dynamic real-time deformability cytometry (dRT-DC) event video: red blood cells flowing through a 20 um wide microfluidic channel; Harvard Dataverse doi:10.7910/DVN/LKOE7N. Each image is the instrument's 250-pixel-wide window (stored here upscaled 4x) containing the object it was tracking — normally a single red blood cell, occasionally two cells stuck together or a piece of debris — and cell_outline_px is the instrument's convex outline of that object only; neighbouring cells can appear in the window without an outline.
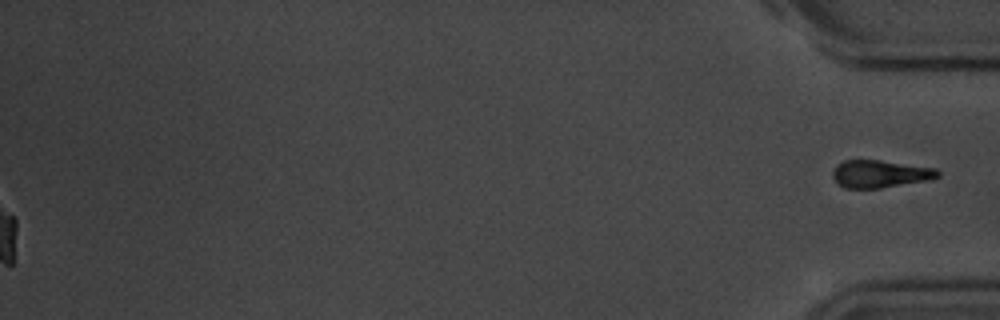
{"species": "common noctule bat (a hibernating species)", "species_latin": "Nyctalus noctula", "temperature_condition": "room temperature", "stored_images_in_passage": 55, "segment_of_instrument_passage": [2, 2], "camera_frame_rate_fps": 3000, "um_per_image_px": 0.085, "animal": {"sex": "male", "body_mass_g": 20.1, "forearm_length_mm": 53.5}, "frame": {"image": 1, "passage_image": 55, "time_ms": 18.0, "image_size_px": [1000, 320], "cell_outline_px": [[940, 176], [924, 180], [880, 188], [844, 188], [836, 184], [832, 176], [832, 172], [836, 164], [844, 160], [880, 160], [936, 168], [940, 172]], "centroid_in_image_um": [74.73, 14.77], "position_along_channel_um": 360.5, "area_um2": 16.82}}